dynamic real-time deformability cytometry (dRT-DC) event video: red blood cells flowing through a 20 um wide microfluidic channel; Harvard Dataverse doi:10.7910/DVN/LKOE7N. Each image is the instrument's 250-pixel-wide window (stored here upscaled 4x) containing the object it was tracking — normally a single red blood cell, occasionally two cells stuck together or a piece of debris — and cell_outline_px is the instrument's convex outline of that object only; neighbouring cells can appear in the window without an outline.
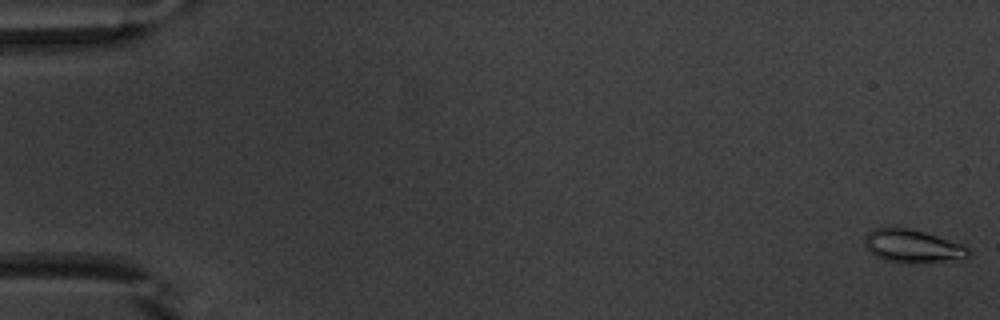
{"species": "common noctule bat (a hibernating species)", "species_latin": "Nyctalus noctula", "temperature_condition": "warm", "stored_images_in_passage": 54, "camera_frame_rate_fps": 3000, "um_per_image_px": 0.085, "animal": {"sex": "male", "body_mass_g": 20.1, "forearm_length_mm": 53.5}, "frame": {"image": 1, "passage_image": 1, "time_ms": 0.0, "image_size_px": [1000, 320], "cell_outline_px": [[972, 252], [964, 260], [884, 260], [868, 252], [864, 244], [864, 236], [868, 232], [876, 228], [896, 224], [924, 232], [964, 244]], "centroid_in_image_um": [77.54, 20.84], "position_along_channel_um": 7.5, "area_um2": 19.88}}
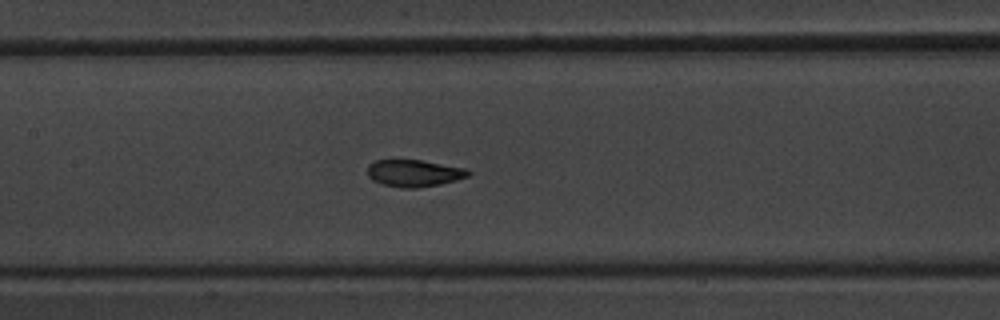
{"frame": {"image": 2, "passage_image": 26, "time_ms": 8.333, "image_size_px": [1000, 320], "cell_outline_px": [[472, 172], [468, 176], [456, 180], [440, 184], [416, 188], [404, 188], [384, 184], [372, 180], [368, 176], [368, 164], [376, 160], [420, 160], [464, 168]], "centroid_in_image_um": [35.18, 14.72], "position_along_channel_um": 172.2, "area_um2": 15.66}}
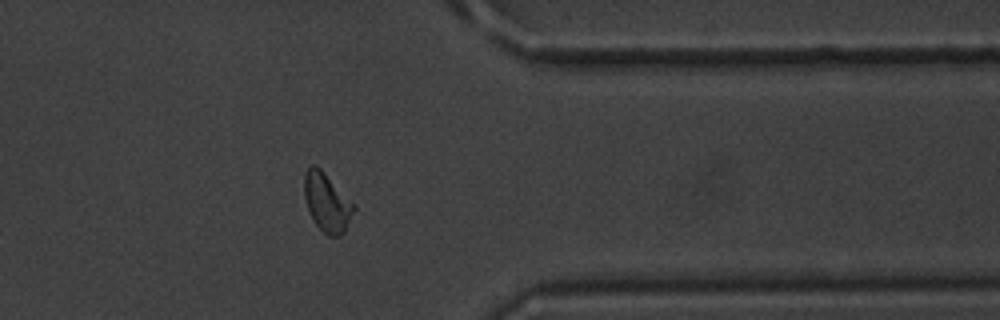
{"frame": {"image": 3, "passage_image": 43, "time_ms": 14.0, "image_size_px": [1000, 320], "cell_outline_px": [[356, 208], [344, 232], [340, 236], [328, 236], [312, 220], [304, 196], [304, 176], [308, 168], [312, 164], [316, 164], [356, 204]], "centroid_in_image_um": [27.81, 17.2], "position_along_channel_um": 383.6, "area_um2": 16.99}, "authors_computed_cell_mechanics": {"area_um2": 16.5308, "velocity_mm_per_s": 3.8969, "shape_relaxation_time_tau1_ms": 2.416, "shape_relaxation_time_tau2_ms": 1.0365, "deformation_change_tau1": 0.1295, "deformation_change_tau2": 0.0552}}